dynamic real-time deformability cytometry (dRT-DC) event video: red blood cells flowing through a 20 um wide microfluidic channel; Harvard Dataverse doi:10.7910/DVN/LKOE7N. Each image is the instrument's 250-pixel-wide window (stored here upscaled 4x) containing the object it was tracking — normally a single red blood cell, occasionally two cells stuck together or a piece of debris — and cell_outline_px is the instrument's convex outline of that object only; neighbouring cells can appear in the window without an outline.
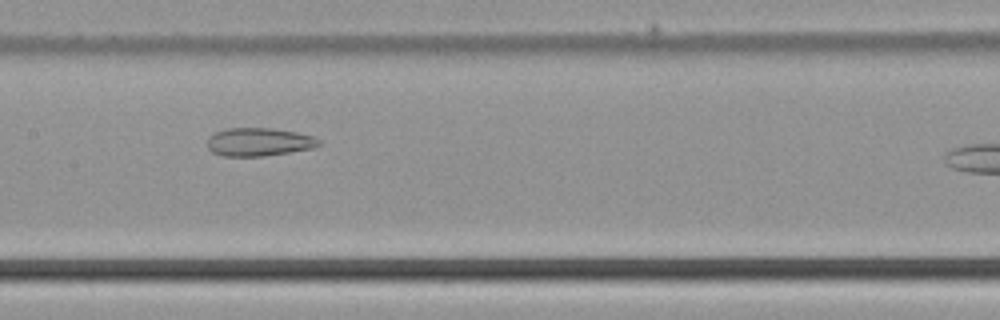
{"species": "common noctule bat (a hibernating species)", "species_latin": "Nyctalus noctula", "temperature_condition": "cold", "stored_images_in_passage": 35, "camera_frame_rate_fps": 3000, "um_per_image_px": 0.085, "animal": {"sex": "male", "body_mass_g": 21.5, "forearm_length_mm": 52.0}, "frame": {"image": 1, "passage_image": 19, "time_ms": 6.0, "image_size_px": [1000, 320], "cell_outline_px": [[320, 144], [316, 148], [264, 156], [224, 156], [212, 152], [208, 148], [208, 136], [216, 132], [228, 128], [272, 128], [296, 132], [312, 136], [320, 140]], "centroid_in_image_um": [22.02, 12.07], "position_along_channel_um": 185.4, "area_um2": 18.38}}
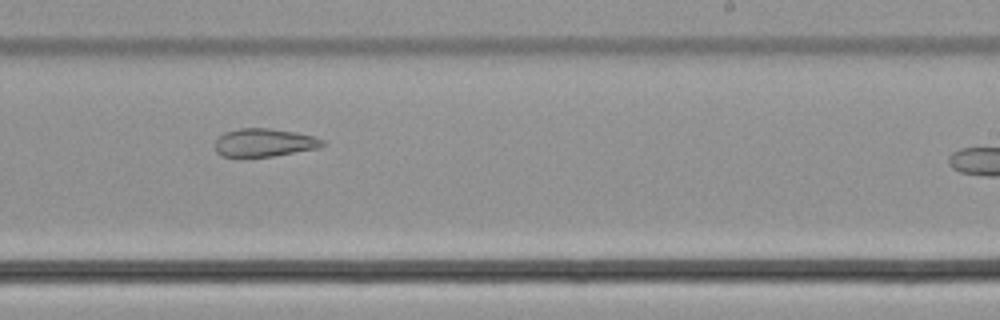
{"frame": {"image": 2, "passage_image": 25, "time_ms": 8.0, "image_size_px": [1000, 320], "cell_outline_px": [[324, 144], [320, 148], [272, 156], [220, 156], [216, 152], [216, 140], [224, 132], [240, 128], [268, 128], [296, 132], [312, 136], [324, 140]], "centroid_in_image_um": [22.47, 12.11], "position_along_channel_um": 266.5, "area_um2": 17.46}}
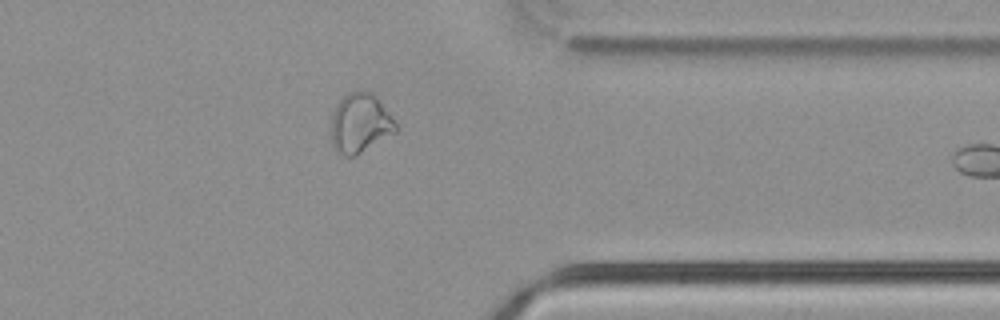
{"frame": {"image": 3, "passage_image": 34, "time_ms": 11.0, "image_size_px": [1000, 320], "cell_outline_px": [[400, 128], [396, 132], [356, 156], [344, 156], [336, 152], [332, 148], [328, 128], [332, 112], [336, 104], [348, 92], [356, 88], [364, 88], [372, 92], [376, 96]], "centroid_in_image_um": [30.55, 10.46], "position_along_channel_um": 380.8, "area_um2": 23.41}}